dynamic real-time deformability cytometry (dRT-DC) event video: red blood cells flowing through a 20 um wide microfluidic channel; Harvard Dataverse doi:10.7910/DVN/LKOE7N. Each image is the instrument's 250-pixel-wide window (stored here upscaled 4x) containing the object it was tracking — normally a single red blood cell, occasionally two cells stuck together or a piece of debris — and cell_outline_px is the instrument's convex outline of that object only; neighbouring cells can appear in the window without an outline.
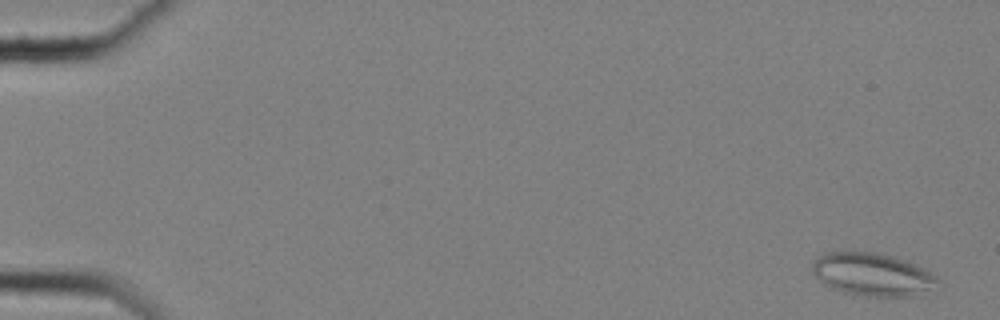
{"species": "common noctule bat (a hibernating species)", "species_latin": "Nyctalus noctula", "temperature_condition": "cold", "stored_images_in_passage": 59, "camera_frame_rate_fps": 3000, "um_per_image_px": 0.085, "animal": {"sex": "female", "body_mass_g": 25.1}, "frame": {"image": 1, "passage_image": 3, "time_ms": 0.667, "image_size_px": [1000, 320], "cell_outline_px": [[940, 288], [912, 296], [864, 296], [844, 292], [832, 288], [824, 284], [812, 272], [812, 264], [824, 252], [844, 248], [876, 252], [892, 256], [916, 264], [936, 276], [940, 280]], "centroid_in_image_um": [74.17, 23.29], "position_along_channel_um": 10.8, "area_um2": 32.19}}
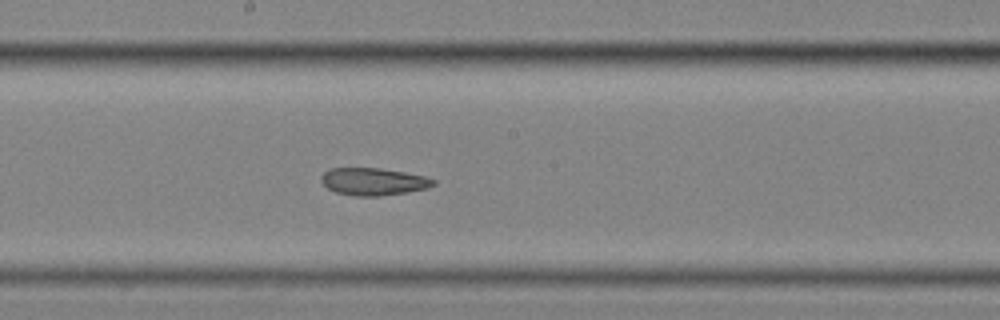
{"frame": {"image": 2, "passage_image": 34, "time_ms": 11.0, "image_size_px": [1000, 320], "cell_outline_px": [[436, 184], [428, 188], [408, 192], [380, 196], [352, 196], [336, 192], [328, 188], [320, 180], [320, 176], [328, 168], [380, 168], [404, 172], [424, 176], [436, 180]], "centroid_in_image_um": [31.73, 15.43], "position_along_channel_um": 216.5, "area_um2": 18.03}}
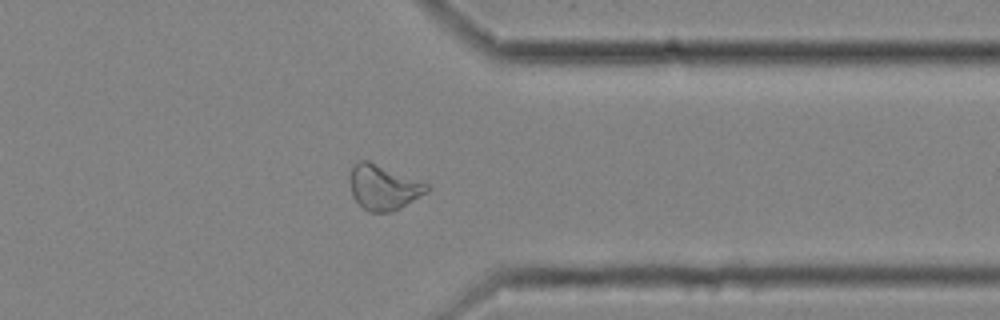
{"frame": {"image": 3, "passage_image": 48, "time_ms": 15.667, "image_size_px": [1000, 320], "cell_outline_px": [[428, 192], [400, 208], [388, 212], [368, 212], [352, 196], [352, 168], [360, 160], [368, 160], [428, 184]], "centroid_in_image_um": [32.62, 15.94], "position_along_channel_um": 378.8, "area_um2": 19.59}, "authors_computed_cell_mechanics": {"area_um2": 21.7328, "velocity_mm_per_s": 3.5201, "shape_relaxation_time_tau1_ms": null, "shape_relaxation_time_tau2_ms": 4.1642, "deformation_change_tau1": null, "deformation_change_tau2": 0.1102}}